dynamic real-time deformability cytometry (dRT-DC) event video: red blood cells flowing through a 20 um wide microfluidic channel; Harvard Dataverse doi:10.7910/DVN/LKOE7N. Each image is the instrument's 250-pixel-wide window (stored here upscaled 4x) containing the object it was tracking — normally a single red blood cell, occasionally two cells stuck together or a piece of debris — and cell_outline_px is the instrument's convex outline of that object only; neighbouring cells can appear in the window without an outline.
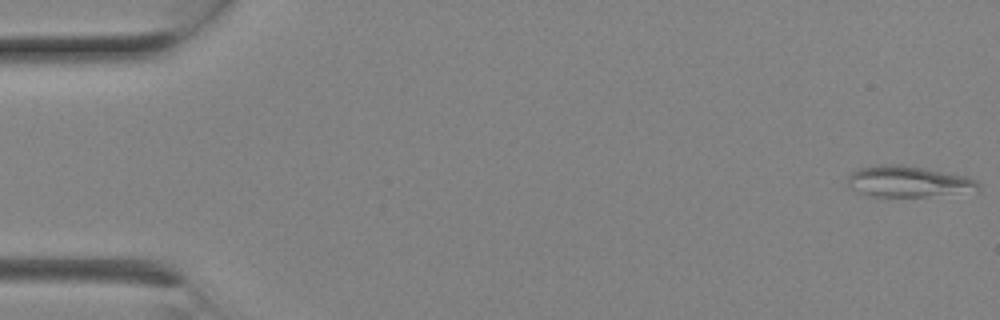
{"species": "Egyptian fruit bat (a non-hibernating species)", "species_latin": "Rousettus aegyptiacus", "temperature_condition": "room temperature", "stored_images_in_passage": 9, "camera_frame_rate_fps": 3000, "um_per_image_px": 0.085, "animal": {"sex": "female"}, "frame": {"image": 1, "passage_image": 1, "time_ms": 0.0, "image_size_px": [1000, 320], "cell_outline_px": [[980, 188], [976, 192], [928, 196], [872, 196], [860, 192], [852, 188], [848, 184], [848, 176], [856, 168], [880, 164], [900, 164], [924, 168], [968, 176], [976, 180], [980, 184]], "centroid_in_image_um": [77.26, 15.42], "position_along_channel_um": 7.7, "area_um2": 23.81}}
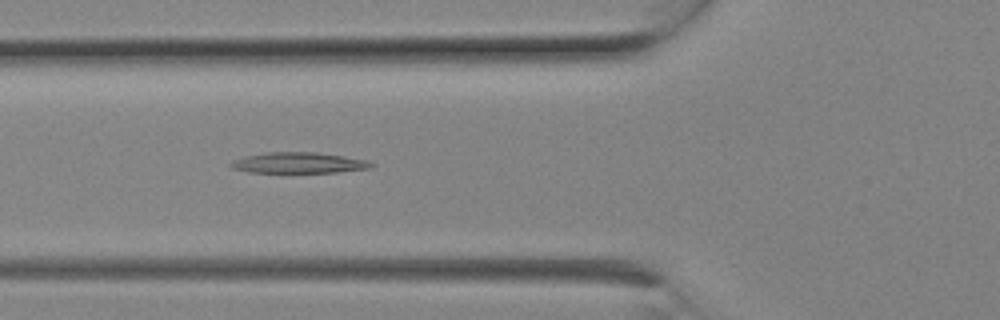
{"frame": {"image": 2, "passage_image": 8, "time_ms": 2.333, "image_size_px": [1000, 320], "cell_outline_px": [[376, 164], [372, 168], [336, 172], [248, 172], [232, 168], [228, 164], [232, 160], [244, 156], [268, 152], [316, 152], [344, 156], [368, 160]], "centroid_in_image_um": [25.4, 13.83], "position_along_channel_um": 100.4, "area_um2": 17.11}}
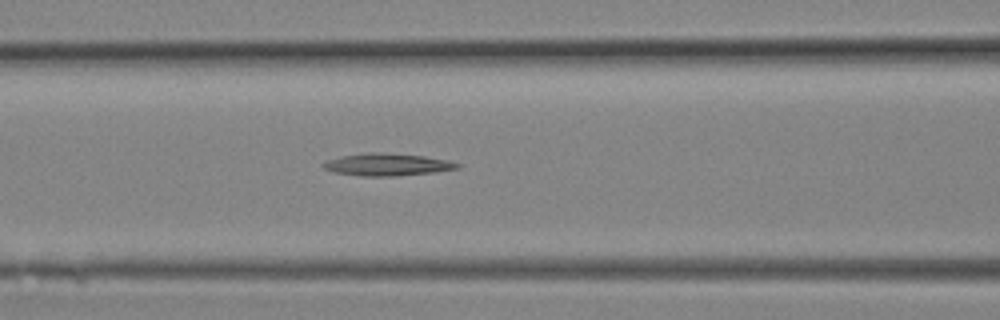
{"frame": {"image": 3, "passage_image": 9, "time_ms": 2.667, "image_size_px": [1000, 320], "cell_outline_px": [[460, 168], [432, 172], [392, 176], [360, 176], [332, 172], [324, 168], [320, 164], [328, 160], [344, 156], [376, 152], [424, 156], [448, 160], [460, 164]], "centroid_in_image_um": [32.9, 14.0], "position_along_channel_um": 133.7, "area_um2": 17.11}}